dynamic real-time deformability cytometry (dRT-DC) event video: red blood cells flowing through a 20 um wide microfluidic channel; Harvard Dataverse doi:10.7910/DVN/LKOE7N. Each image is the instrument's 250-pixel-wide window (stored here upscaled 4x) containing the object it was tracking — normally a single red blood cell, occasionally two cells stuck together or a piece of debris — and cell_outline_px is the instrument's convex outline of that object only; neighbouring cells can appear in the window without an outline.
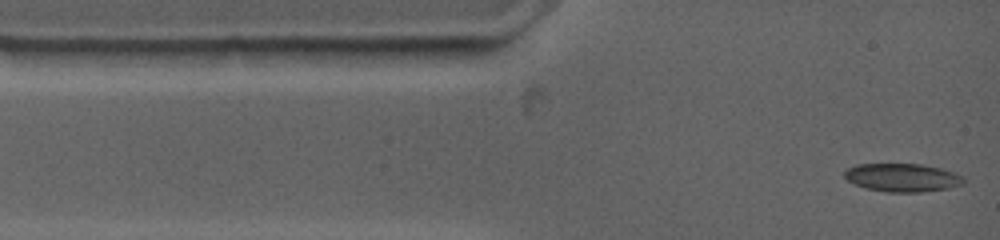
{"species": "common noctule bat (a hibernating species)", "species_latin": "Nyctalus noctula", "temperature_condition": "warm", "stored_images_in_passage": 4, "camera_frame_rate_fps": 4500, "um_per_image_px": 0.085, "animal": {"sex": "female", "body_mass_g": 19.0, "forearm_length_mm": 53.3}, "frame": {"image": 1, "passage_image": 1, "time_ms": 0.0, "image_size_px": [1000, 240], "cell_outline_px": [[964, 180], [960, 184], [944, 188], [920, 192], [888, 192], [868, 188], [856, 184], [848, 180], [844, 176], [844, 172], [848, 168], [856, 164], [920, 164], [940, 168], [956, 172], [964, 176]], "centroid_in_image_um": [76.69, 15.08], "position_along_channel_um": 8.3, "area_um2": 19.31}}
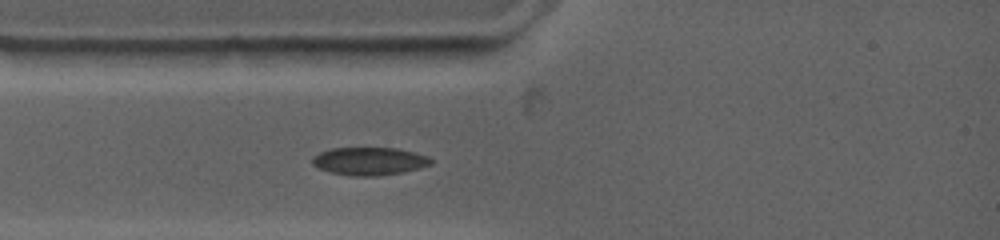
{"frame": {"image": 2, "passage_image": 4, "time_ms": 2.222, "image_size_px": [1000, 240], "cell_outline_px": [[432, 164], [420, 168], [380, 176], [352, 176], [332, 172], [320, 168], [312, 164], [312, 156], [320, 152], [332, 148], [396, 148], [428, 156], [432, 160]], "centroid_in_image_um": [31.39, 13.7], "position_along_channel_um": 53.6, "area_um2": 19.13}}